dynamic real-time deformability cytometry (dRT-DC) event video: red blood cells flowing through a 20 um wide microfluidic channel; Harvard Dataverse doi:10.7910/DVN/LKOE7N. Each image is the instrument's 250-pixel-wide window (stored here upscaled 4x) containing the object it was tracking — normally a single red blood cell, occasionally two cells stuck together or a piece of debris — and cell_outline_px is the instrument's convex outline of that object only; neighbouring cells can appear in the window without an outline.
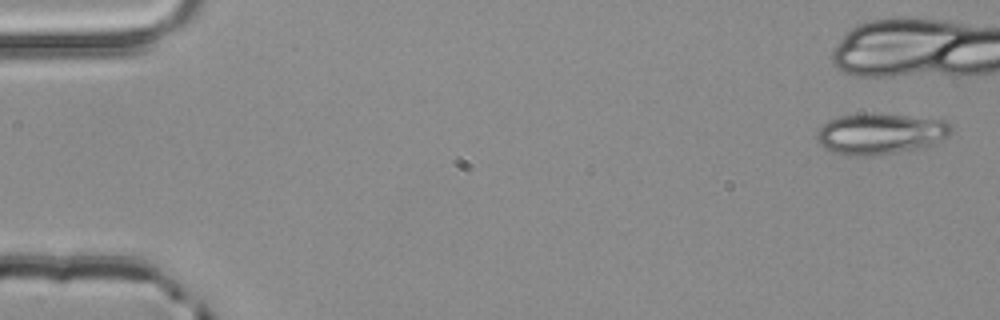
{"species": "common noctule bat (a hibernating species)", "species_latin": "Nyctalus noctula", "temperature_condition": "room temperature", "stored_images_in_passage": 5, "camera_frame_rate_fps": 3000, "um_per_image_px": 0.085, "animal": {"sex": "male", "body_mass_g": 20.4}, "frame": {"image": 1, "passage_image": 1, "time_ms": 0.0, "image_size_px": [1000, 320], "cell_outline_px": [[952, 132], [948, 136], [924, 148], [896, 152], [864, 156], [848, 156], [832, 152], [824, 148], [816, 140], [816, 132], [828, 120], [840, 116], [864, 112], [872, 112], [944, 120], [952, 124]], "centroid_in_image_um": [74.8, 11.36], "position_along_channel_um": 10.2, "area_um2": 32.48}}